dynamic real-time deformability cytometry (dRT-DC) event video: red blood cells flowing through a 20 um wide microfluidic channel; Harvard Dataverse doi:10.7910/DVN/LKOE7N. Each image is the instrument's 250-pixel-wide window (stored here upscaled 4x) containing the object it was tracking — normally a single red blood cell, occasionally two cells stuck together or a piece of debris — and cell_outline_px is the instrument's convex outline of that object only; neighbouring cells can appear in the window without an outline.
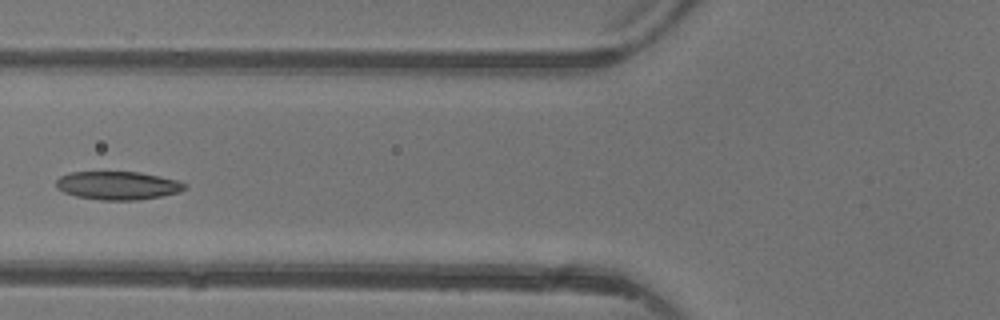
{"species": "common noctule bat (a hibernating species)", "species_latin": "Nyctalus noctula", "temperature_condition": "warm", "stored_images_in_passage": 6, "camera_frame_rate_fps": 3000, "um_per_image_px": 0.085, "animal": {"sex": "female"}, "frame": {"image": 1, "passage_image": 5, "time_ms": 5.0, "image_size_px": [1000, 320], "cell_outline_px": [[188, 188], [180, 192], [140, 200], [100, 200], [76, 196], [64, 192], [56, 188], [56, 180], [60, 176], [72, 172], [140, 172], [160, 176], [176, 180], [188, 184]], "centroid_in_image_um": [10.04, 15.77], "position_along_channel_um": 115.8, "area_um2": 21.33}}
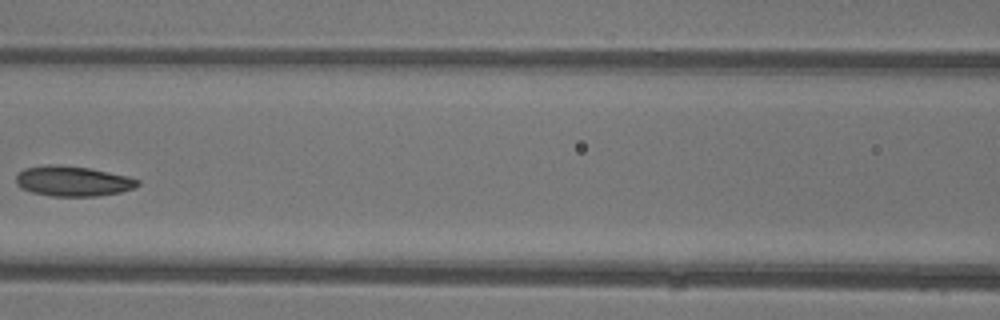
{"frame": {"image": 2, "passage_image": 6, "time_ms": 6.0, "image_size_px": [1000, 320], "cell_outline_px": [[140, 184], [132, 188], [120, 192], [96, 196], [52, 196], [32, 192], [16, 184], [16, 176], [24, 168], [48, 164], [56, 164], [88, 168], [128, 176], [140, 180]], "centroid_in_image_um": [6.19, 15.39], "position_along_channel_um": 160.4, "area_um2": 21.21}}